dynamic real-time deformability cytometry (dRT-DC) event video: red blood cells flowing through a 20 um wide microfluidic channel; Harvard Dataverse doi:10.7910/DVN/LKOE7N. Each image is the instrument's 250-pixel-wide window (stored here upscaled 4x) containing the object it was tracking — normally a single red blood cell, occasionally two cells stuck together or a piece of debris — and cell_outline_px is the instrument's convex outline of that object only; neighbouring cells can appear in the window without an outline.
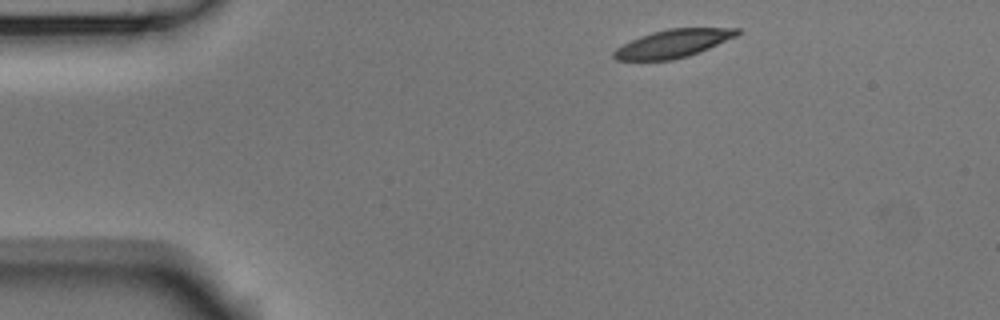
{"species": "Egyptian fruit bat (a non-hibernating species)", "species_latin": "Rousettus aegyptiacus", "temperature_condition": "room temperature", "stored_images_in_passage": 3, "camera_frame_rate_fps": 3000, "um_per_image_px": 0.085, "animal": {"sex": "male"}, "frame": {"image": 1, "passage_image": 1, "time_ms": 0.0, "image_size_px": [1000, 320], "cell_outline_px": [[740, 32], [736, 36], [700, 52], [688, 56], [672, 60], [616, 60], [612, 56], [612, 52], [616, 48], [640, 36], [652, 32], [668, 28], [740, 28]], "centroid_in_image_um": [57.2, 3.7], "position_along_channel_um": 27.8, "area_um2": 20.06}}